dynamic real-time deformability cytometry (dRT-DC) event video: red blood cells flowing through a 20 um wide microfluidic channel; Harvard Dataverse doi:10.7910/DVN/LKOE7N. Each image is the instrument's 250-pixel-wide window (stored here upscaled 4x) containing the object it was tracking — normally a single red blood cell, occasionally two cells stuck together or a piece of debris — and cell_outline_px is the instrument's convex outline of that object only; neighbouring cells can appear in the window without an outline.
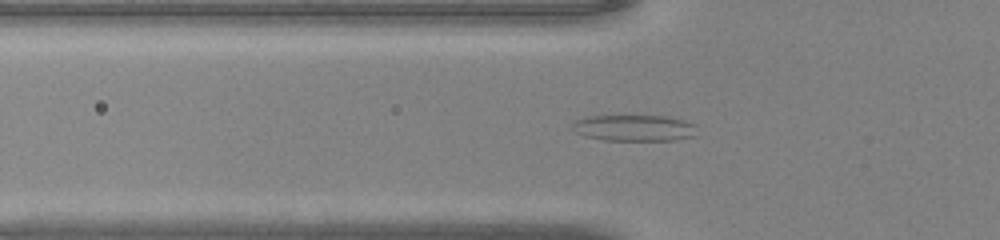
{"species": "common noctule bat (a hibernating species)", "species_latin": "Nyctalus noctula", "temperature_condition": "warm", "stored_images_in_passage": 32, "camera_frame_rate_fps": 3000, "um_per_image_px": 0.085, "animal": {"sex": "male", "body_mass_g": 20.0, "forearm_length_mm": 53.3}, "frame": {"image": 1, "passage_image": 2, "time_ms": 0.333, "image_size_px": [1000, 240], "cell_outline_px": [[696, 136], [676, 140], [604, 140], [584, 136], [576, 132], [572, 128], [572, 124], [576, 120], [584, 116], [664, 116], [684, 120], [696, 124]], "centroid_in_image_um": [53.92, 10.88], "position_along_channel_um": 71.9, "area_um2": 19.19}}
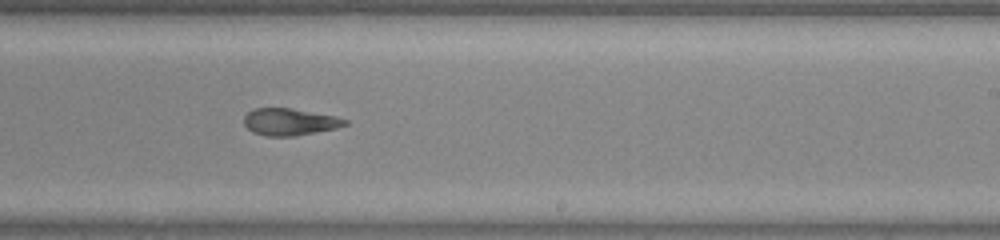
{"frame": {"image": 2, "passage_image": 15, "time_ms": 4.667, "image_size_px": [1000, 240], "cell_outline_px": [[348, 124], [336, 128], [296, 136], [264, 136], [252, 132], [244, 124], [244, 116], [252, 108], [292, 108], [336, 116], [348, 120]], "centroid_in_image_um": [24.62, 10.36], "position_along_channel_um": 264.4, "area_um2": 16.01}}
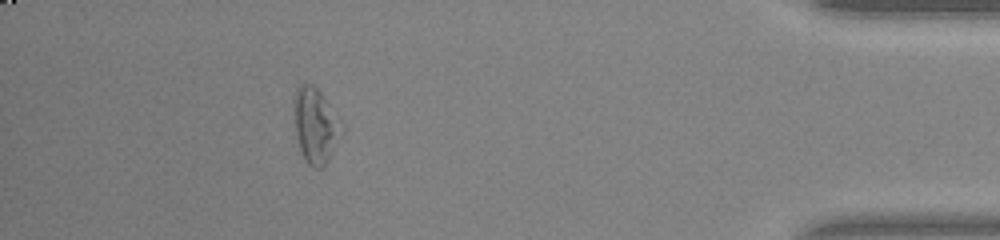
{"frame": {"image": 3, "passage_image": 28, "time_ms": 9.0, "image_size_px": [1000, 240], "cell_outline_px": [[344, 132], [328, 160], [320, 168], [316, 168], [308, 164], [304, 160], [300, 152], [296, 136], [292, 104], [292, 96], [296, 88], [300, 84], [312, 84], [320, 92], [344, 124]], "centroid_in_image_um": [26.8, 10.65], "position_along_channel_um": 408.4, "area_um2": 21.39}}